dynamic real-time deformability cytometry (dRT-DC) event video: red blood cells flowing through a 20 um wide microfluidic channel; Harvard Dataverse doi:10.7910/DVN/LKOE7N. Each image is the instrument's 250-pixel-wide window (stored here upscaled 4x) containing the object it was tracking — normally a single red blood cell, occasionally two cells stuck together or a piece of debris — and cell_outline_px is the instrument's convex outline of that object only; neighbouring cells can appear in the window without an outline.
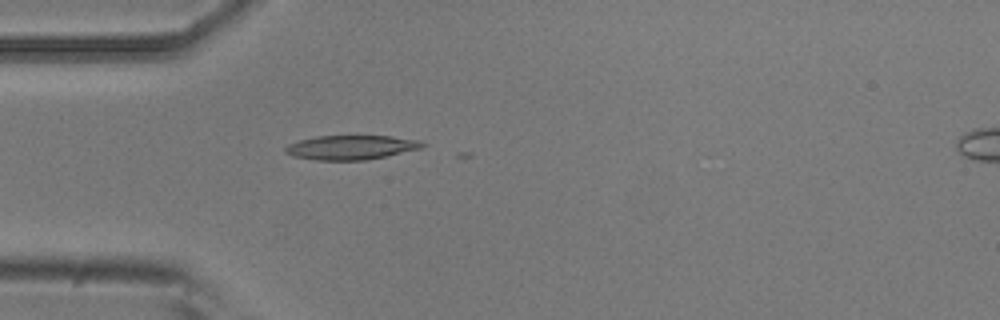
{"species": "common noctule bat (a hibernating species)", "species_latin": "Nyctalus noctula", "temperature_condition": "room temperature", "stored_images_in_passage": 3, "camera_frame_rate_fps": 3000, "um_per_image_px": 0.085, "animal": {"sex": "male", "body_mass_g": 20.5, "forearm_length_mm": 52.5}, "frame": {"image": 1, "passage_image": 2, "time_ms": 0.333, "image_size_px": [1000, 320], "cell_outline_px": [[428, 144], [420, 148], [368, 160], [316, 160], [292, 156], [284, 152], [284, 148], [288, 144], [300, 140], [316, 136], [392, 136], [420, 140]], "centroid_in_image_um": [29.83, 12.53], "position_along_channel_um": 55.2, "area_um2": 19.42}}